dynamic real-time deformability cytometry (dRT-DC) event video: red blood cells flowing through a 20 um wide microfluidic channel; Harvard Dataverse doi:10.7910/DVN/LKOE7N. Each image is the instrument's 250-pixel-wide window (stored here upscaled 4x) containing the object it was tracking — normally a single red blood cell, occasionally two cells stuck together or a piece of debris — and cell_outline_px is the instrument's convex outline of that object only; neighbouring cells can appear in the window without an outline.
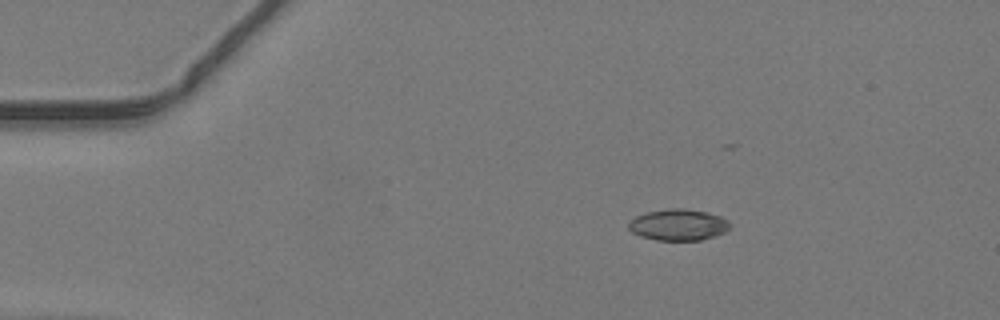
{"species": "common noctule bat (a hibernating species)", "species_latin": "Nyctalus noctula", "temperature_condition": "warm", "stored_images_in_passage": 27, "camera_frame_rate_fps": 3000, "um_per_image_px": 0.085, "animal": {"sex": "male", "body_mass_g": 19.2, "forearm_length_mm": 51.8}, "frame": {"image": 1, "passage_image": 1, "time_ms": 0.0, "image_size_px": [1000, 320], "cell_outline_px": [[732, 224], [724, 232], [700, 240], [656, 240], [640, 236], [632, 232], [628, 228], [628, 224], [636, 216], [648, 212], [668, 208], [684, 208], [708, 212], [720, 216], [728, 220]], "centroid_in_image_um": [57.66, 19.1], "position_along_channel_um": 27.3, "area_um2": 18.44}}
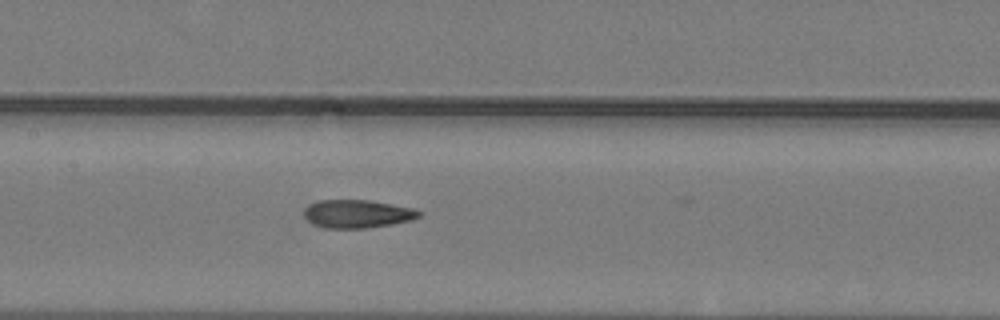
{"frame": {"image": 2, "passage_image": 16, "time_ms": 5.0, "image_size_px": [1000, 320], "cell_outline_px": [[420, 216], [412, 220], [392, 224], [364, 228], [324, 228], [312, 224], [304, 216], [304, 208], [308, 204], [320, 200], [368, 200], [392, 204], [412, 208], [420, 212]], "centroid_in_image_um": [30.33, 18.18], "position_along_channel_um": 177.1, "area_um2": 18.84}}
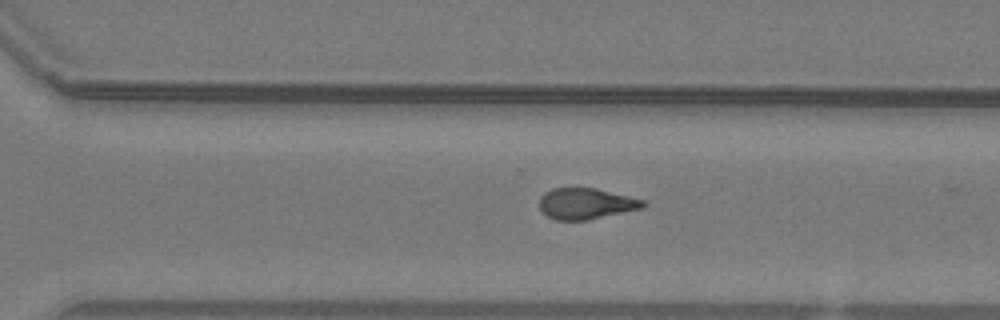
{"frame": {"image": 3, "passage_image": 26, "time_ms": 8.333, "image_size_px": [1000, 320], "cell_outline_px": [[648, 204], [644, 208], [584, 220], [556, 220], [548, 216], [540, 208], [540, 196], [544, 192], [552, 188], [596, 188], [644, 200]], "centroid_in_image_um": [49.81, 17.3], "position_along_channel_um": 320.8, "area_um2": 18.61}}